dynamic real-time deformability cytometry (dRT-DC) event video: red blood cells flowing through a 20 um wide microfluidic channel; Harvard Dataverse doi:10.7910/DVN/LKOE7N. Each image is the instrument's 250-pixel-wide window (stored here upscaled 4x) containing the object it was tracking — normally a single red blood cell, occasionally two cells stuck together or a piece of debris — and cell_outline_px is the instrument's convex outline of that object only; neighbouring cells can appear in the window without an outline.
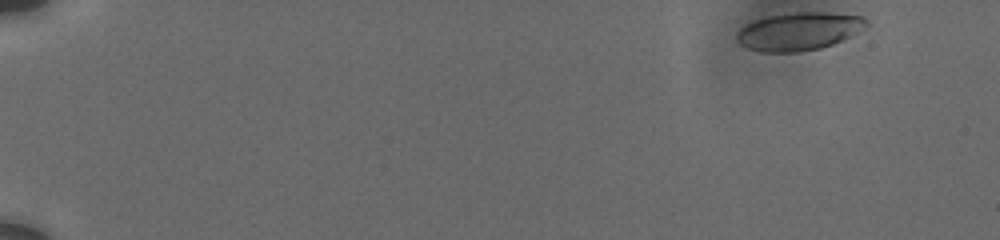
{"species": "human", "species_latin": "Homo sapiens", "temperature_condition": "cold", "stored_images_in_passage": 23, "camera_frame_rate_fps": 3000, "um_per_image_px": 0.085, "donor": {"sex": "male"}, "frame": {"image": 1, "passage_image": 1, "time_ms": 0.0, "image_size_px": [1000, 240], "cell_outline_px": [[868, 24], [848, 36], [832, 44], [820, 48], [800, 52], [760, 52], [748, 48], [740, 44], [736, 40], [736, 32], [740, 28], [756, 20], [768, 16], [800, 12], [824, 12], [860, 16], [868, 20]], "centroid_in_image_um": [67.85, 2.67], "position_along_channel_um": 17.2, "area_um2": 28.21}}
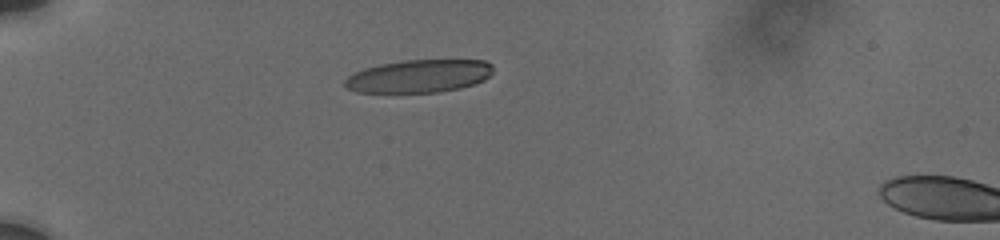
{"frame": {"image": 2, "passage_image": 15, "time_ms": 4.333, "image_size_px": [1000, 240], "cell_outline_px": [[492, 72], [484, 80], [460, 88], [440, 92], [356, 92], [348, 88], [344, 84], [344, 80], [348, 76], [364, 68], [380, 64], [404, 60], [484, 60], [492, 64]], "centroid_in_image_um": [35.61, 6.46], "position_along_channel_um": 49.4, "area_um2": 28.26}}
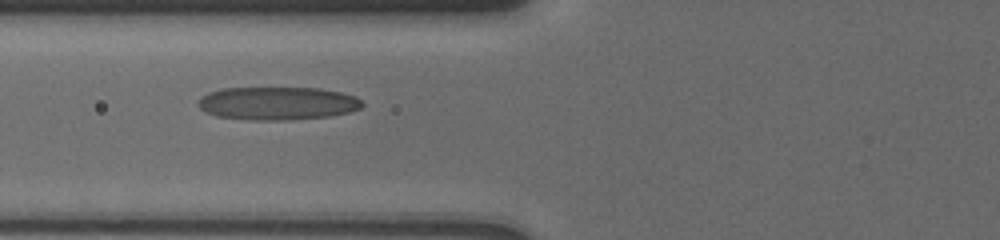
{"frame": {"image": 3, "passage_image": 22, "time_ms": 6.667, "image_size_px": [1000, 240], "cell_outline_px": [[364, 104], [360, 108], [348, 112], [328, 116], [288, 120], [252, 120], [216, 116], [200, 108], [200, 100], [208, 92], [220, 88], [320, 88], [340, 92], [356, 96]], "centroid_in_image_um": [23.61, 8.78], "position_along_channel_um": 102.2, "area_um2": 31.44}}